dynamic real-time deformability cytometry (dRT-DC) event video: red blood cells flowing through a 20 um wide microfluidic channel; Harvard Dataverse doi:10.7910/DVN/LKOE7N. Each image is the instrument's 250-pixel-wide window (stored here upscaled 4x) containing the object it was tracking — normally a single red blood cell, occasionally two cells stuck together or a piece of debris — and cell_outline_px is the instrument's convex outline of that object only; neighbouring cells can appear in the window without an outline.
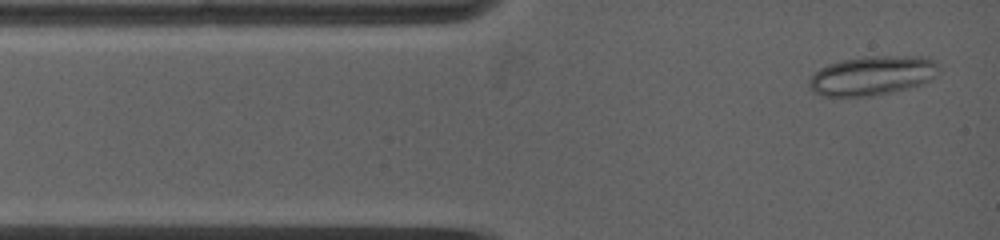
{"species": "common noctule bat (a hibernating species)", "species_latin": "Nyctalus noctula", "temperature_condition": "warm", "stored_images_in_passage": 30, "camera_frame_rate_fps": 5000, "um_per_image_px": 0.085, "animal": {"sex": "female", "body_mass_g": 19.0, "forearm_length_mm": 53.3}, "frame": {"image": 1, "passage_image": 2, "time_ms": 0.2, "image_size_px": [1000, 240], "cell_outline_px": [[940, 72], [932, 80], [920, 84], [892, 92], [872, 96], [820, 96], [808, 88], [808, 80], [820, 68], [828, 64], [844, 60], [864, 56], [928, 56], [936, 60]], "centroid_in_image_um": [74.17, 6.42], "position_along_channel_um": 10.8, "area_um2": 30.0}}
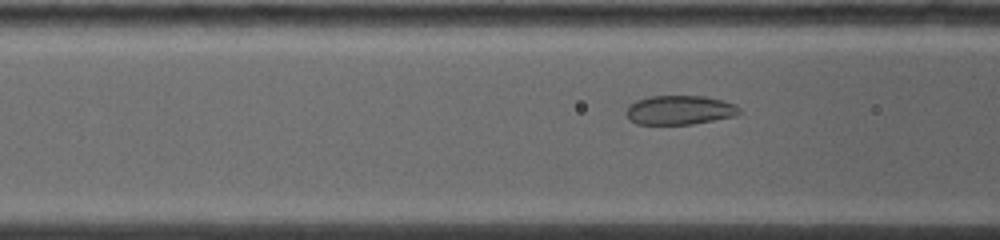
{"frame": {"image": 2, "passage_image": 15, "time_ms": 3.6, "image_size_px": [1000, 240], "cell_outline_px": [[744, 112], [736, 116], [692, 124], [636, 124], [628, 120], [624, 112], [628, 104], [636, 100], [652, 96], [704, 96], [736, 104]], "centroid_in_image_um": [57.75, 9.36], "position_along_channel_um": 108.8, "area_um2": 19.54}}
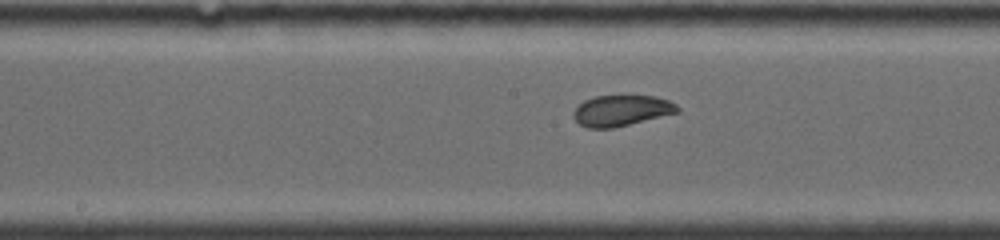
{"frame": {"image": 3, "passage_image": 26, "time_ms": 5.8, "image_size_px": [1000, 240], "cell_outline_px": [[680, 112], [612, 128], [588, 128], [580, 124], [572, 116], [572, 112], [584, 100], [596, 96], [624, 92], [656, 96], [668, 100], [676, 104], [680, 108]], "centroid_in_image_um": [52.84, 9.34], "position_along_channel_um": 195.4, "area_um2": 19.48}}